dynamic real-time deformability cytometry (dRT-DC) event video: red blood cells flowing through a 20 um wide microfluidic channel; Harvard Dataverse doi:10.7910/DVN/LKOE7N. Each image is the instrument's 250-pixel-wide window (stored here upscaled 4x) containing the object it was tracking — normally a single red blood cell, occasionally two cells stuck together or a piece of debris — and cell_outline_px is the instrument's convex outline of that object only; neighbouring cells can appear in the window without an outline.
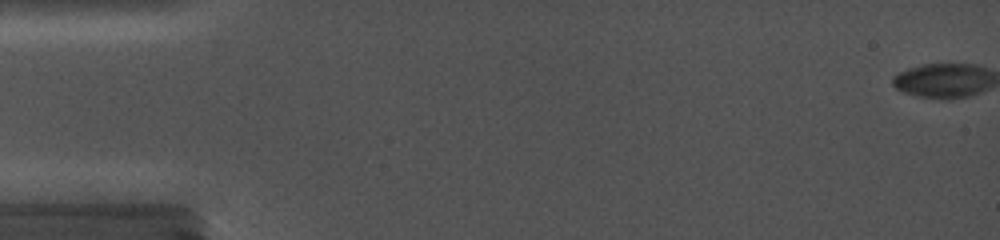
{"species": "common noctule bat (a hibernating species)", "species_latin": "Nyctalus noctula", "temperature_condition": "cold", "stored_images_in_passage": 14, "camera_frame_rate_fps": 5000, "um_per_image_px": 0.085, "animal": {"sex": "female", "body_mass_g": 19.0, "forearm_length_mm": 56.7}, "frame": {"image": 1, "passage_image": 1, "time_ms": 0.0, "image_size_px": [1000, 240], "cell_outline_px": [[968, 92], [948, 96], [936, 96], [916, 92], [900, 88], [896, 84], [896, 80], [900, 76], [908, 72], [924, 68], [964, 68], [968, 88]], "centroid_in_image_um": [79.47, 6.93], "position_along_channel_um": 5.5, "area_um2": 11.85}}